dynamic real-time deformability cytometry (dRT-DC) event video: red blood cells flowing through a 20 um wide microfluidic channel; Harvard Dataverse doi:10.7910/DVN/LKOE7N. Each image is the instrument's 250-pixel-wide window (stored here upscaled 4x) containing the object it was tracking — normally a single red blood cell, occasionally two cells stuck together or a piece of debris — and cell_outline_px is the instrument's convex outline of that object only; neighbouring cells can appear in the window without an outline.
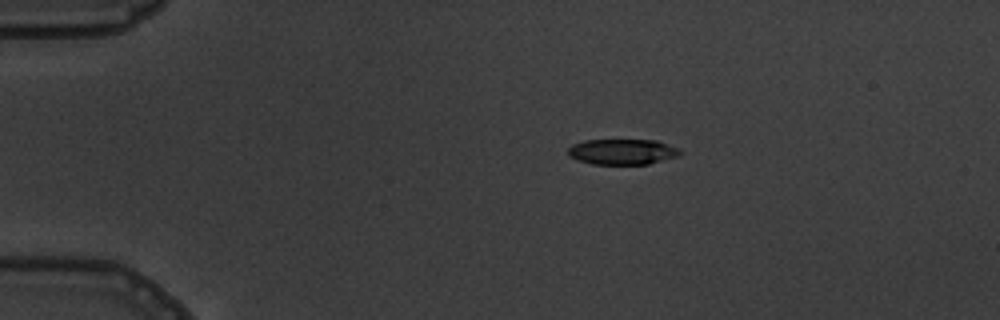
{"species": "common noctule bat (a hibernating species)", "species_latin": "Nyctalus noctula", "temperature_condition": "warm", "stored_images_in_passage": 6, "segment_of_instrument_passage": [2, 2], "camera_frame_rate_fps": 3000, "um_per_image_px": 0.085, "animal": {"sex": "male", "body_mass_g": 19.5, "forearm_length_mm": 54.6}, "frame": {"image": 1, "passage_image": 6, "time_ms": 6.667, "image_size_px": [1000, 320], "cell_outline_px": [[680, 152], [676, 156], [648, 164], [592, 164], [576, 160], [568, 156], [568, 148], [572, 144], [584, 140], [656, 140], [680, 148]], "centroid_in_image_um": [52.85, 12.89], "position_along_channel_um": 32.2, "area_um2": 16.7}}